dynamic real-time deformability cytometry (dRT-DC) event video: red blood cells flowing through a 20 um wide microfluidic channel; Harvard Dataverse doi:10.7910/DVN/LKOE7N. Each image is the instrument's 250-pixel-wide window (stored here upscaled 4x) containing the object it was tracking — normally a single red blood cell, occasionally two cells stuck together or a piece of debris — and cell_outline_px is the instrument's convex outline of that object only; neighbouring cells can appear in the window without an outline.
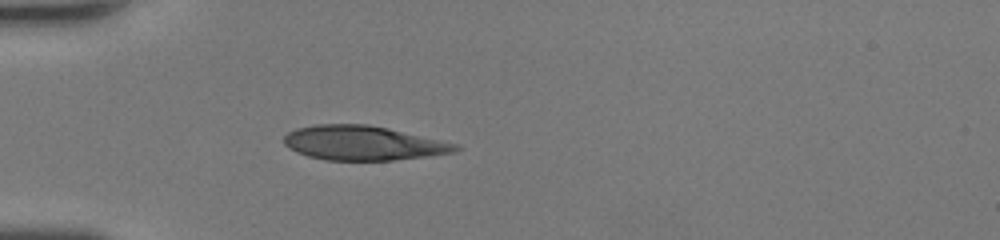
{"species": "human", "species_latin": "Homo sapiens", "temperature_condition": "room temperature", "stored_images_in_passage": 33, "camera_frame_rate_fps": 3000, "um_per_image_px": 0.085, "donor": {"sex": "female"}, "frame": {"image": 1, "passage_image": 1, "time_ms": 0.0, "image_size_px": [1000, 240], "cell_outline_px": [[460, 148], [456, 152], [428, 156], [392, 160], [324, 160], [308, 156], [296, 152], [284, 144], [284, 136], [288, 132], [296, 128], [316, 124], [368, 124], [388, 128], [460, 144]], "centroid_in_image_um": [30.87, 12.15], "position_along_channel_um": 54.1, "area_um2": 34.51}}
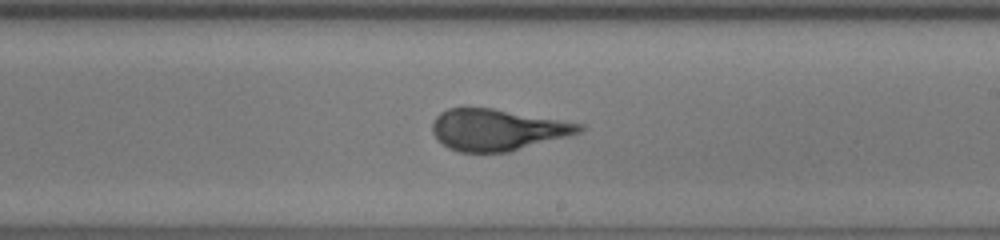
{"frame": {"image": 2, "passage_image": 15, "time_ms": 4.667, "image_size_px": [1000, 240], "cell_outline_px": [[584, 128], [580, 132], [568, 136], [508, 152], [460, 152], [448, 148], [432, 132], [432, 124], [436, 116], [440, 112], [448, 108], [492, 108], [584, 124]], "centroid_in_image_um": [42.27, 11.03], "position_along_channel_um": 246.7, "area_um2": 35.14}}
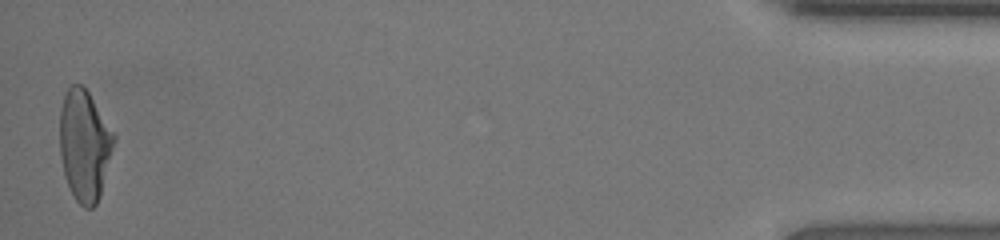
{"frame": {"image": 3, "passage_image": 33, "time_ms": 10.667, "image_size_px": [1000, 240], "cell_outline_px": [[116, 140], [100, 196], [96, 204], [92, 208], [84, 208], [76, 200], [64, 176], [60, 156], [60, 108], [64, 92], [72, 84], [80, 84], [88, 92], [116, 132]], "centroid_in_image_um": [7.2, 12.32], "position_along_channel_um": 428.0, "area_um2": 35.49}, "authors_computed_cell_mechanics": {"area_um2": 35.4314, "velocity_mm_per_s": 4.4506, "shape_relaxation_time_tau1_ms": 7.0621, "shape_relaxation_time_tau2_ms": null, "deformation_change_tau1": 0.2842, "deformation_change_tau2": null}}